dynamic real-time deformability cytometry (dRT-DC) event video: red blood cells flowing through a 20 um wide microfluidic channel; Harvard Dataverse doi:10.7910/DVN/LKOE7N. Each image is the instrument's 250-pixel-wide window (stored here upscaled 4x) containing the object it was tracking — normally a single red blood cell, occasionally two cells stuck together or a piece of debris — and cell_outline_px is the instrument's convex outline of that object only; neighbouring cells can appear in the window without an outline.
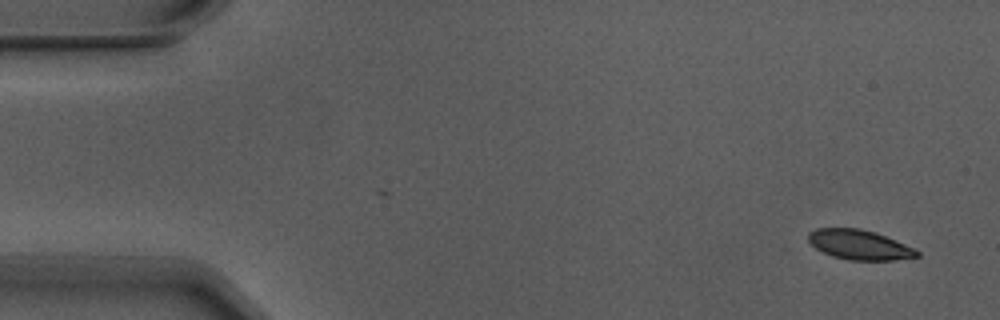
{"species": "Egyptian fruit bat (a non-hibernating species)", "species_latin": "Rousettus aegyptiacus", "temperature_condition": "warm", "stored_images_in_passage": 5, "camera_frame_rate_fps": 3000, "um_per_image_px": 0.085, "animal": {"sex": "male"}, "frame": {"image": 1, "passage_image": 1, "time_ms": 0.0, "image_size_px": [1000, 320], "cell_outline_px": [[920, 256], [892, 260], [848, 260], [832, 256], [816, 248], [808, 240], [808, 232], [816, 228], [860, 228], [876, 232], [916, 248], [920, 252]], "centroid_in_image_um": [73.07, 20.8], "position_along_channel_um": 11.9, "area_um2": 18.96}}